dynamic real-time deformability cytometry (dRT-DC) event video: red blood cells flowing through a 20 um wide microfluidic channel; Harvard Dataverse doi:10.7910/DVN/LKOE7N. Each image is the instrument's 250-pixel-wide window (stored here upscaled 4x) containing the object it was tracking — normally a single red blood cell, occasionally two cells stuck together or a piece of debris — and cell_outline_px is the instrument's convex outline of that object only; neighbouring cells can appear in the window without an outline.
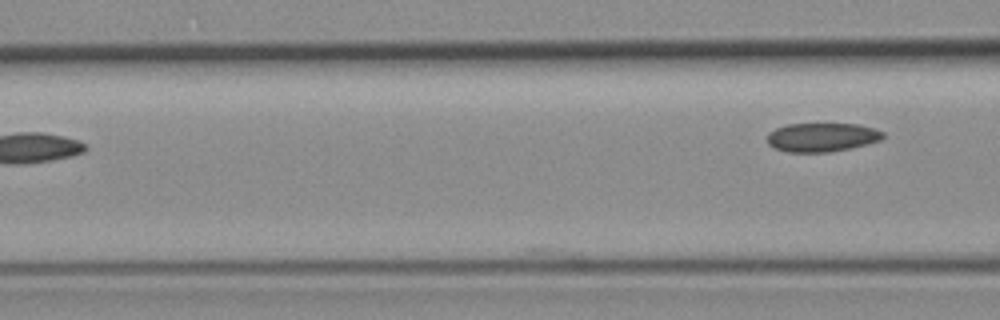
{"species": "common noctule bat (a hibernating species)", "species_latin": "Nyctalus noctula", "temperature_condition": "room temperature", "stored_images_in_passage": 5, "camera_frame_rate_fps": 3000, "um_per_image_px": 0.085, "animal": {"sex": "female", "body_mass_g": 19.3, "forearm_length_mm": 54.1}, "frame": {"image": 1, "passage_image": 5, "time_ms": 4.667, "image_size_px": [1000, 320], "cell_outline_px": [[884, 136], [880, 140], [868, 144], [852, 148], [828, 152], [788, 152], [776, 148], [768, 144], [768, 132], [776, 128], [788, 124], [860, 124], [876, 128], [884, 132]], "centroid_in_image_um": [69.9, 11.66], "position_along_channel_um": 96.7, "area_um2": 19.54}}